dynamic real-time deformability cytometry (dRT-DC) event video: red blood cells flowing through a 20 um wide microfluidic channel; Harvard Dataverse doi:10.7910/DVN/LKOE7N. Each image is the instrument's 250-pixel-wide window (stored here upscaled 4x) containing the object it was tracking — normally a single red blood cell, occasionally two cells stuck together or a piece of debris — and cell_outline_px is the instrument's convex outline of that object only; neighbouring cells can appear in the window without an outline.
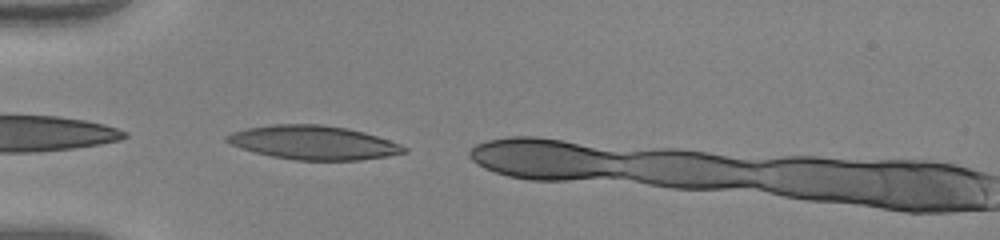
{"species": "human", "species_latin": "Homo sapiens", "temperature_condition": "warm", "stored_images_in_passage": 6, "camera_frame_rate_fps": 3000, "um_per_image_px": 0.085, "donor": {"sex": "female"}, "frame": {"image": 1, "passage_image": 2, "time_ms": 0.333, "image_size_px": [1000, 240], "cell_outline_px": [[408, 152], [388, 156], [360, 160], [296, 160], [272, 156], [240, 148], [224, 140], [224, 136], [232, 132], [248, 128], [272, 124], [320, 124], [348, 128], [364, 132], [400, 144], [408, 148]], "centroid_in_image_um": [26.65, 12.12], "position_along_channel_um": 58.4, "area_um2": 34.91}}
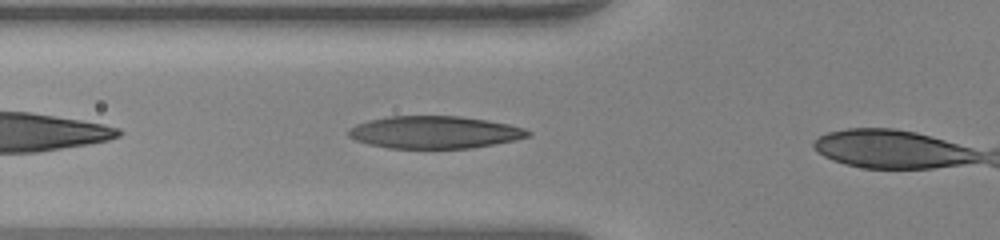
{"frame": {"image": 2, "passage_image": 5, "time_ms": 1.333, "image_size_px": [1000, 240], "cell_outline_px": [[532, 132], [528, 136], [516, 140], [472, 148], [388, 148], [368, 144], [356, 140], [348, 136], [348, 128], [356, 124], [368, 120], [388, 116], [460, 116], [508, 124], [524, 128]], "centroid_in_image_um": [36.91, 11.24], "position_along_channel_um": 88.9, "area_um2": 33.87}}